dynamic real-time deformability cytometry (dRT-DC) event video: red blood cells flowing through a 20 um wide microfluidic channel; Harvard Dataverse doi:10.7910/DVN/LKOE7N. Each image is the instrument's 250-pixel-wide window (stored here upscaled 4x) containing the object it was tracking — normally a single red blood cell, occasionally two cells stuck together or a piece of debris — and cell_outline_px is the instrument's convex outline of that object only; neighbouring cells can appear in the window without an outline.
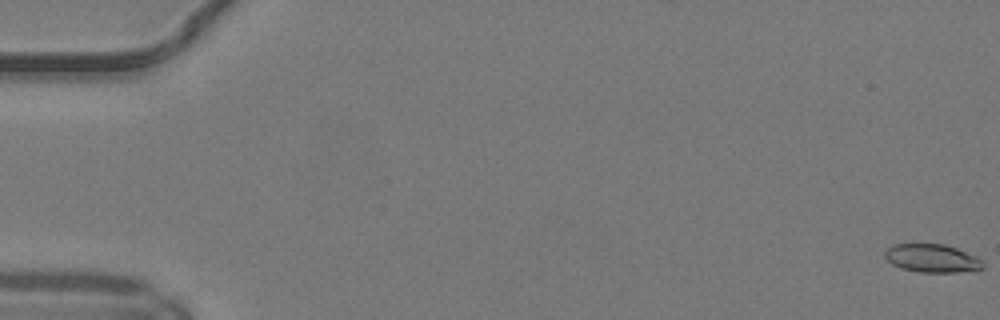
{"species": "common noctule bat (a hibernating species)", "species_latin": "Nyctalus noctula", "temperature_condition": "warm", "stored_images_in_passage": 45, "camera_frame_rate_fps": 3000, "um_per_image_px": 0.085, "animal": {"sex": "male", "body_mass_g": 19.2, "forearm_length_mm": 51.8}, "frame": {"image": 1, "passage_image": 1, "time_ms": 0.0, "image_size_px": [1000, 320], "cell_outline_px": [[984, 268], [976, 272], [920, 272], [900, 268], [892, 264], [884, 256], [884, 252], [892, 244], [944, 244], [956, 248], [976, 256], [984, 264]], "centroid_in_image_um": [79.25, 21.97], "position_along_channel_um": 5.7, "area_um2": 16.3}}
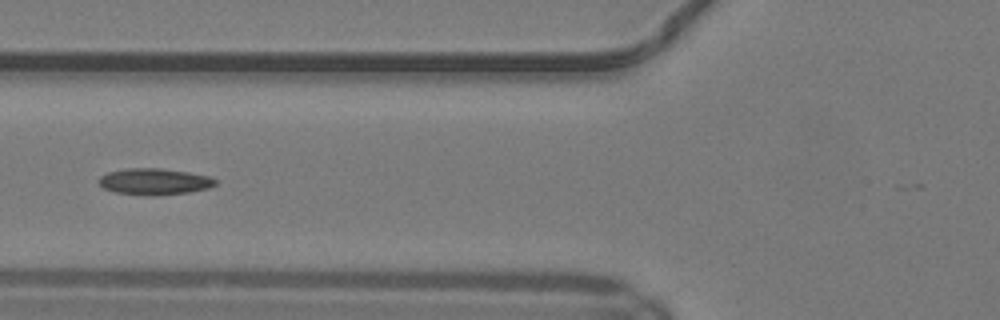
{"frame": {"image": 2, "passage_image": 21, "time_ms": 6.667, "image_size_px": [1000, 320], "cell_outline_px": [[216, 184], [208, 188], [188, 192], [156, 196], [148, 196], [116, 192], [104, 188], [96, 180], [100, 176], [108, 172], [128, 168], [160, 168], [188, 172], [208, 176], [216, 180]], "centroid_in_image_um": [13.09, 15.43], "position_along_channel_um": 112.7, "area_um2": 17.92}}
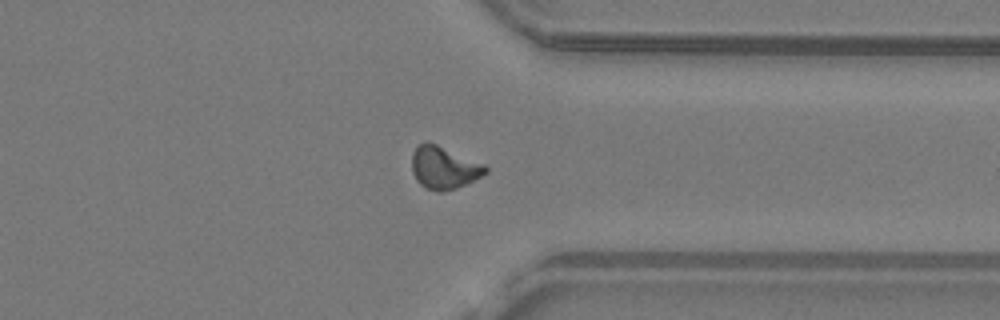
{"frame": {"image": 3, "passage_image": 40, "time_ms": 13.0, "image_size_px": [1000, 320], "cell_outline_px": [[488, 172], [456, 188], [440, 192], [436, 192], [424, 188], [416, 180], [412, 172], [412, 152], [416, 144], [428, 140], [484, 164], [488, 168]], "centroid_in_image_um": [37.68, 14.23], "position_along_channel_um": 373.7, "area_um2": 18.44}}